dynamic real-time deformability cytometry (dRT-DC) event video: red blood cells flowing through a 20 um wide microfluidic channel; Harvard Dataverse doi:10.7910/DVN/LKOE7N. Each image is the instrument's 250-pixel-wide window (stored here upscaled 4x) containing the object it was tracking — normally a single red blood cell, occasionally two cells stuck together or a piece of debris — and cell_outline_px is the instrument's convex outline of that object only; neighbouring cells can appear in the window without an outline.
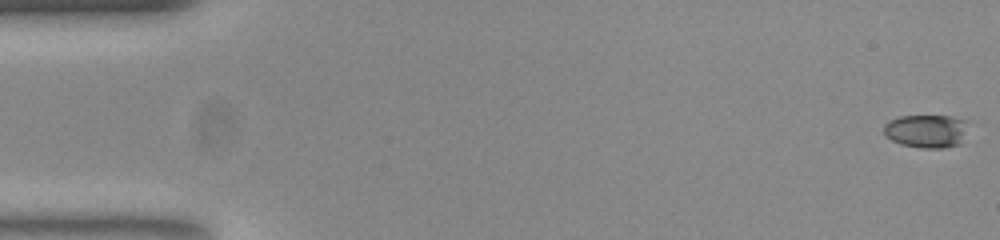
{"species": "common noctule bat (a hibernating species)", "species_latin": "Nyctalus noctula", "temperature_condition": "room temperature", "stored_images_in_passage": 53, "camera_frame_rate_fps": 3000, "um_per_image_px": 0.085, "animal": {"sex": "female", "body_mass_g": 23.0, "forearm_length_mm": 53.4}, "frame": {"image": 1, "passage_image": 1, "time_ms": 0.0, "image_size_px": [1000, 240], "cell_outline_px": [[964, 120], [960, 144], [944, 148], [920, 148], [900, 144], [884, 136], [884, 124], [888, 120], [900, 116], [952, 116]], "centroid_in_image_um": [78.63, 11.15], "position_along_channel_um": 6.4, "area_um2": 16.07}}
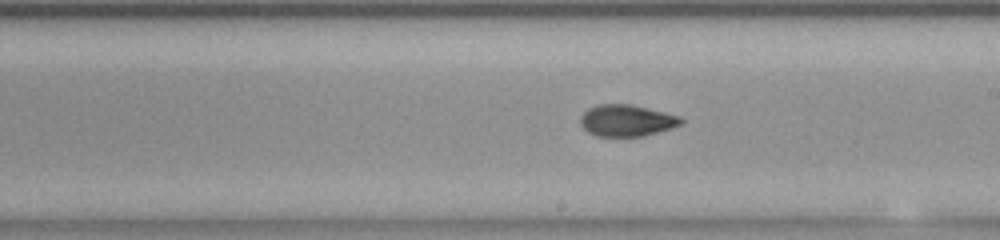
{"frame": {"image": 2, "passage_image": 30, "time_ms": 9.667, "image_size_px": [1000, 240], "cell_outline_px": [[684, 120], [680, 124], [672, 128], [644, 136], [596, 136], [588, 132], [580, 124], [580, 116], [588, 108], [600, 104], [628, 104], [664, 112], [680, 116]], "centroid_in_image_um": [53.25, 10.25], "position_along_channel_um": 235.7, "area_um2": 18.44}}
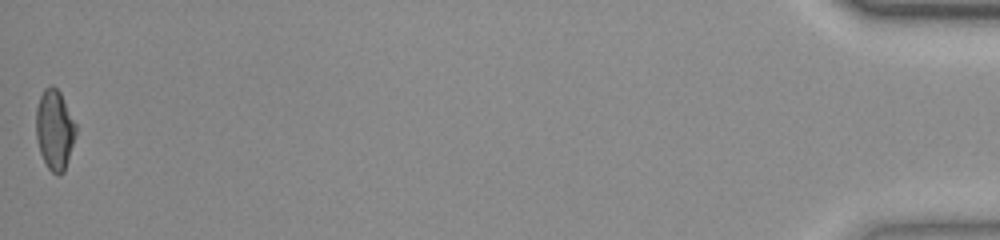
{"frame": {"image": 3, "passage_image": 53, "time_ms": 17.333, "image_size_px": [1000, 240], "cell_outline_px": [[76, 136], [64, 172], [60, 176], [56, 176], [48, 168], [40, 152], [36, 136], [36, 108], [40, 96], [44, 88], [52, 84], [60, 92], [76, 124]], "centroid_in_image_um": [4.65, 11.03], "position_along_channel_um": 430.6, "area_um2": 18.67}, "authors_computed_cell_mechanics": {"area_um2": 18.496, "velocity_mm_per_s": 3.8845, "shape_relaxation_time_tau1_ms": 5.0624, "shape_relaxation_time_tau2_ms": 2.0485, "deformation_change_tau1": 0.1674, "deformation_change_tau2": 0.0679}}